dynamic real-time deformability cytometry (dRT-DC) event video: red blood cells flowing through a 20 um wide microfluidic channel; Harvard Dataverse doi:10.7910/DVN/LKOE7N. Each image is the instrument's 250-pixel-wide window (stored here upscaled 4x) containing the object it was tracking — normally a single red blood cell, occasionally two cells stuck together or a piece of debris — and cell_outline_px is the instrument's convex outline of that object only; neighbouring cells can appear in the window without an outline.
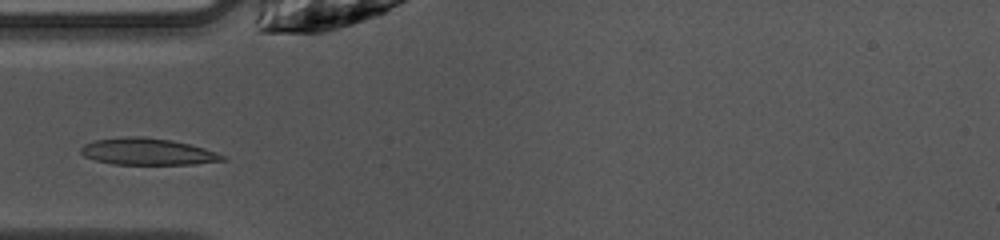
{"species": "common noctule bat (a hibernating species)", "species_latin": "Nyctalus noctula", "temperature_condition": "warm", "stored_images_in_passage": 27, "camera_frame_rate_fps": 3000, "um_per_image_px": 0.085, "animal": {"sex": "female", "body_mass_g": 10.0, "forearm_length_mm": 53.1}, "frame": {"image": 1, "passage_image": 1, "time_ms": 0.0, "image_size_px": [1000, 240], "cell_outline_px": [[228, 160], [192, 164], [112, 164], [96, 160], [84, 156], [80, 152], [80, 148], [84, 144], [96, 140], [124, 136], [144, 136], [172, 140], [192, 144], [228, 156]], "centroid_in_image_um": [12.58, 12.88], "position_along_channel_um": 72.4, "area_um2": 22.25}}
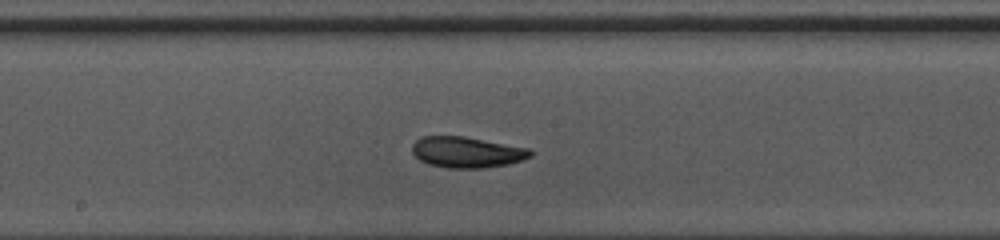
{"frame": {"image": 2, "passage_image": 11, "time_ms": 3.333, "image_size_px": [1000, 240], "cell_outline_px": [[532, 156], [508, 164], [480, 168], [448, 168], [428, 164], [420, 160], [412, 152], [412, 144], [420, 136], [464, 136], [532, 148]], "centroid_in_image_um": [39.68, 12.92], "position_along_channel_um": 208.5, "area_um2": 21.44}}
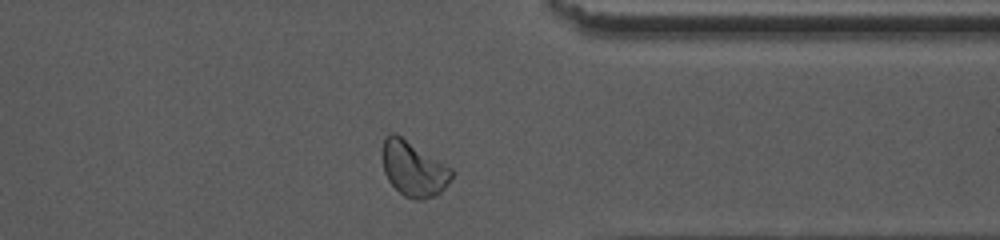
{"frame": {"image": 3, "passage_image": 24, "time_ms": 7.667, "image_size_px": [1000, 240], "cell_outline_px": [[456, 172], [444, 188], [436, 196], [424, 200], [412, 200], [404, 196], [388, 180], [384, 172], [380, 156], [380, 152], [384, 140], [392, 132], [396, 132], [452, 168]], "centroid_in_image_um": [35.14, 14.34], "position_along_channel_um": 376.3, "area_um2": 22.72}}